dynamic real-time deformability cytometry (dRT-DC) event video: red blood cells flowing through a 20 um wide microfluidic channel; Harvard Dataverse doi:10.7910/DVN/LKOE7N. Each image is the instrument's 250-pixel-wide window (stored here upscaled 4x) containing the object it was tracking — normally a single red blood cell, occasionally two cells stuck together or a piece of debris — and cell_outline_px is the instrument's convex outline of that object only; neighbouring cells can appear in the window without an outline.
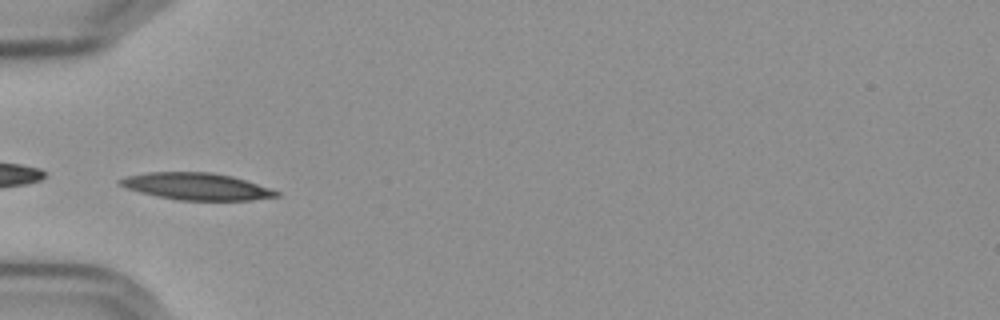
{"species": "Egyptian fruit bat (a non-hibernating species)", "species_latin": "Rousettus aegyptiacus", "temperature_condition": "cold", "stored_images_in_passage": 39, "camera_frame_rate_fps": 3000, "um_per_image_px": 0.085, "frame": {"image": 1, "passage_image": 1, "time_ms": 0.0, "image_size_px": [1000, 320], "cell_outline_px": [[280, 196], [252, 200], [176, 200], [156, 196], [140, 192], [116, 184], [116, 180], [128, 176], [148, 172], [212, 172], [232, 176], [280, 192]], "centroid_in_image_um": [16.66, 15.84], "position_along_channel_um": 68.3, "area_um2": 24.45}}
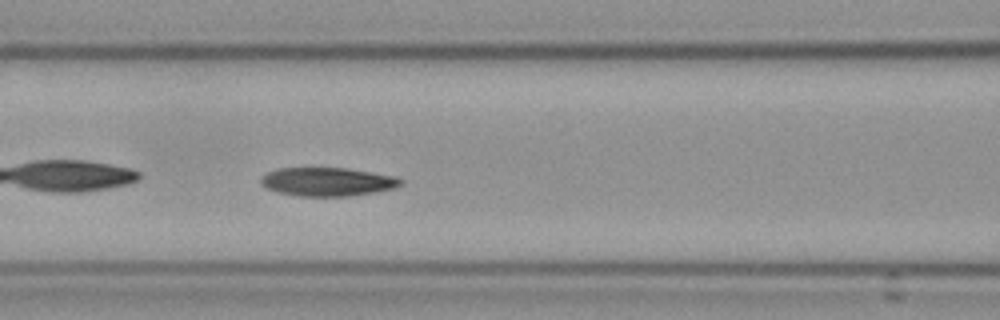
{"frame": {"image": 2, "passage_image": 7, "time_ms": 2.0, "image_size_px": [1000, 320], "cell_outline_px": [[404, 184], [396, 188], [348, 196], [300, 196], [280, 192], [268, 188], [260, 184], [260, 176], [276, 168], [348, 168], [396, 176], [404, 180]], "centroid_in_image_um": [27.86, 15.44], "position_along_channel_um": 138.7, "area_um2": 23.35}}
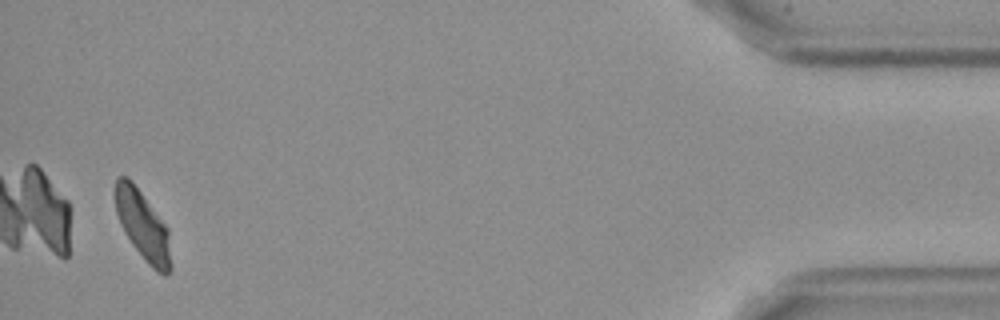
{"frame": {"image": 3, "passage_image": 37, "time_ms": 12.0, "image_size_px": [1000, 320], "cell_outline_px": [[172, 268], [164, 276], [156, 272], [148, 264], [132, 244], [124, 232], [120, 224], [116, 212], [112, 192], [112, 188], [116, 176], [128, 176], [132, 180], [168, 228], [172, 264]], "centroid_in_image_um": [12.1, 19.12], "position_along_channel_um": 423.1, "area_um2": 23.06}}